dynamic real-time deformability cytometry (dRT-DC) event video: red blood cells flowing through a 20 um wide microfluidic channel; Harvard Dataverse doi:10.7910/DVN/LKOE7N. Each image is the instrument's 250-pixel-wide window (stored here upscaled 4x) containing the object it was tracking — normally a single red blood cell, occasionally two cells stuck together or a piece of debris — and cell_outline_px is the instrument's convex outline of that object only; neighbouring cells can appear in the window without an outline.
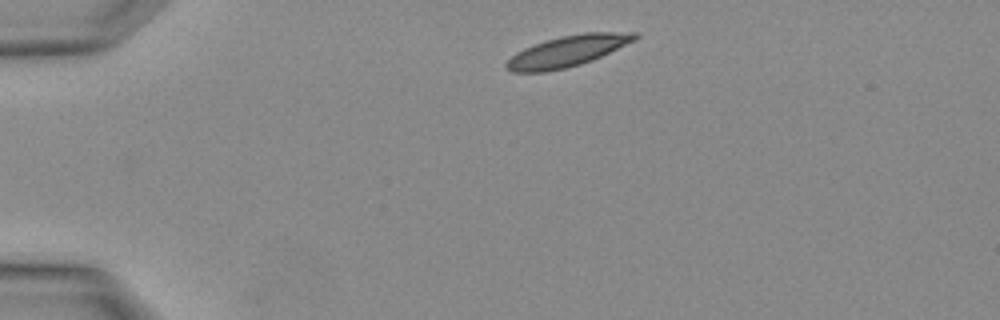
{"species": "Egyptian fruit bat (a non-hibernating species)", "species_latin": "Rousettus aegyptiacus", "temperature_condition": "warm", "stored_images_in_passage": 2, "camera_frame_rate_fps": 3000, "um_per_image_px": 0.085, "animal": {"sex": "female"}, "frame": {"image": 1, "passage_image": 2, "time_ms": 0.333, "image_size_px": [1000, 320], "cell_outline_px": [[640, 36], [636, 40], [592, 60], [580, 64], [564, 68], [544, 72], [512, 72], [504, 64], [516, 52], [524, 48], [560, 36], [584, 32], [636, 32]], "centroid_in_image_um": [48.27, 4.33], "position_along_channel_um": 36.7, "area_um2": 22.95}}